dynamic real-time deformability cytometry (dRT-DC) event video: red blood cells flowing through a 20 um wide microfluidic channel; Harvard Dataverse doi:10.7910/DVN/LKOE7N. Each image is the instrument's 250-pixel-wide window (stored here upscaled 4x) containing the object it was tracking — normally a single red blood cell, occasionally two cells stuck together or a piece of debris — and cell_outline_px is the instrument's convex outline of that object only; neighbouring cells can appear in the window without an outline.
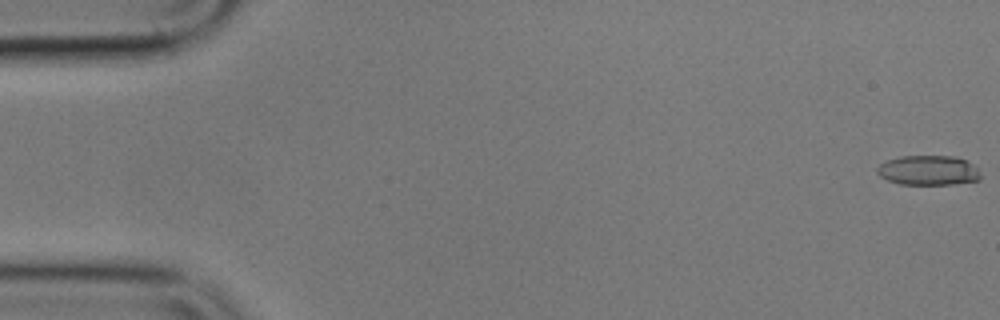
{"species": "common noctule bat (a hibernating species)", "species_latin": "Nyctalus noctula", "temperature_condition": "cold", "stored_images_in_passage": 41, "camera_frame_rate_fps": 3000, "um_per_image_px": 0.085, "animal": {"sex": "male", "body_mass_g": 17.9}, "frame": {"image": 1, "passage_image": 1, "time_ms": 0.0, "image_size_px": [1000, 320], "cell_outline_px": [[980, 180], [952, 184], [900, 184], [888, 180], [880, 176], [876, 172], [876, 168], [880, 164], [888, 160], [900, 156], [956, 156], [972, 164], [976, 168], [980, 176]], "centroid_in_image_um": [78.88, 14.48], "position_along_channel_um": 6.1, "area_um2": 17.8}}
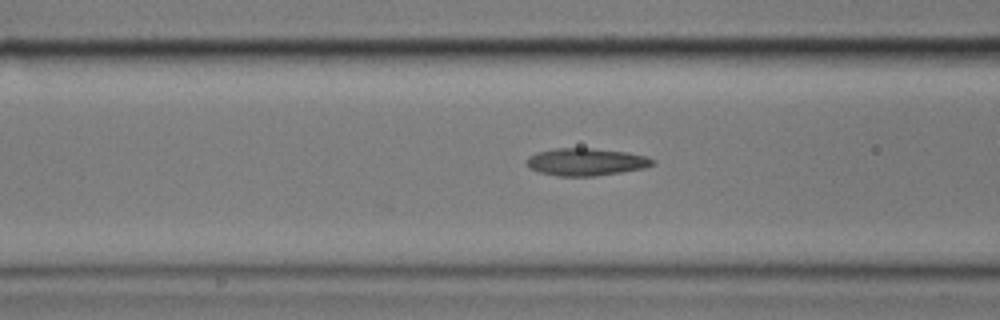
{"frame": {"image": 2, "passage_image": 22, "time_ms": 7.0, "image_size_px": [1000, 320], "cell_outline_px": [[656, 164], [644, 168], [596, 176], [556, 176], [540, 172], [528, 168], [528, 156], [536, 152], [556, 148], [592, 148], [624, 152], [644, 156], [656, 160]], "centroid_in_image_um": [49.8, 13.76], "position_along_channel_um": 116.8, "area_um2": 20.06}}
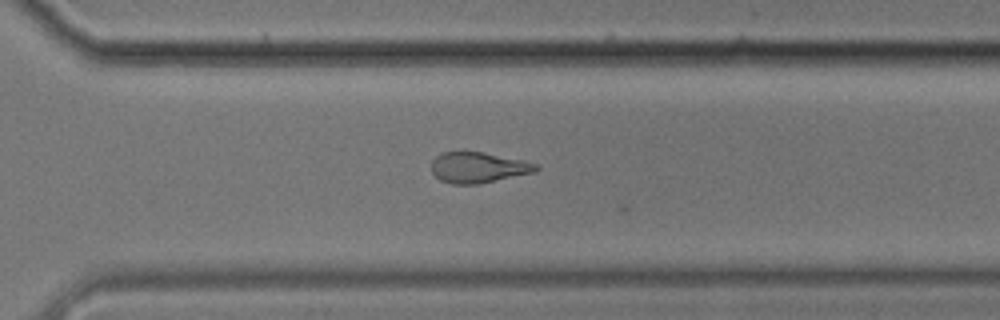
{"frame": {"image": 3, "passage_image": 40, "time_ms": 13.0, "image_size_px": [1000, 320], "cell_outline_px": [[540, 168], [536, 172], [480, 184], [452, 184], [440, 180], [432, 172], [432, 160], [436, 156], [444, 152], [484, 152], [524, 160], [540, 164]], "centroid_in_image_um": [40.71, 14.24], "position_along_channel_um": 329.9, "area_um2": 18.9}}